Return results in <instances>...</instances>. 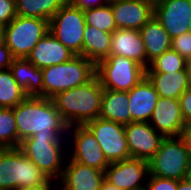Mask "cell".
Here are the masks:
<instances>
[{
    "label": "cell",
    "instance_id": "ffe728a7",
    "mask_svg": "<svg viewBox=\"0 0 191 190\" xmlns=\"http://www.w3.org/2000/svg\"><path fill=\"white\" fill-rule=\"evenodd\" d=\"M124 56L147 69V55L139 30L116 29L112 33L110 54Z\"/></svg>",
    "mask_w": 191,
    "mask_h": 190
},
{
    "label": "cell",
    "instance_id": "f1b7e54d",
    "mask_svg": "<svg viewBox=\"0 0 191 190\" xmlns=\"http://www.w3.org/2000/svg\"><path fill=\"white\" fill-rule=\"evenodd\" d=\"M0 148H18L13 108H0Z\"/></svg>",
    "mask_w": 191,
    "mask_h": 190
},
{
    "label": "cell",
    "instance_id": "6da1fadb",
    "mask_svg": "<svg viewBox=\"0 0 191 190\" xmlns=\"http://www.w3.org/2000/svg\"><path fill=\"white\" fill-rule=\"evenodd\" d=\"M18 146L25 138L32 136L65 137L69 125L56 110L52 99L27 96L13 108Z\"/></svg>",
    "mask_w": 191,
    "mask_h": 190
},
{
    "label": "cell",
    "instance_id": "f546056e",
    "mask_svg": "<svg viewBox=\"0 0 191 190\" xmlns=\"http://www.w3.org/2000/svg\"><path fill=\"white\" fill-rule=\"evenodd\" d=\"M185 69V58L179 53L170 48L169 50L162 53L159 57L154 59L146 72H175Z\"/></svg>",
    "mask_w": 191,
    "mask_h": 190
},
{
    "label": "cell",
    "instance_id": "7a4b0ae2",
    "mask_svg": "<svg viewBox=\"0 0 191 190\" xmlns=\"http://www.w3.org/2000/svg\"><path fill=\"white\" fill-rule=\"evenodd\" d=\"M103 87L97 76L84 85L52 97L56 110L70 126L85 125L99 118Z\"/></svg>",
    "mask_w": 191,
    "mask_h": 190
},
{
    "label": "cell",
    "instance_id": "5b68a950",
    "mask_svg": "<svg viewBox=\"0 0 191 190\" xmlns=\"http://www.w3.org/2000/svg\"><path fill=\"white\" fill-rule=\"evenodd\" d=\"M65 139V140H64ZM64 137L32 136L23 139L18 149L37 167L45 173L51 181L61 179L65 165L64 152L67 146ZM64 149V151H63Z\"/></svg>",
    "mask_w": 191,
    "mask_h": 190
},
{
    "label": "cell",
    "instance_id": "8fae6325",
    "mask_svg": "<svg viewBox=\"0 0 191 190\" xmlns=\"http://www.w3.org/2000/svg\"><path fill=\"white\" fill-rule=\"evenodd\" d=\"M148 175V161L138 158L110 163L105 170V180L121 190H144Z\"/></svg>",
    "mask_w": 191,
    "mask_h": 190
},
{
    "label": "cell",
    "instance_id": "7c38bea8",
    "mask_svg": "<svg viewBox=\"0 0 191 190\" xmlns=\"http://www.w3.org/2000/svg\"><path fill=\"white\" fill-rule=\"evenodd\" d=\"M73 135V154L69 158L79 164L104 171L110 165L92 132L85 125H74L68 129Z\"/></svg>",
    "mask_w": 191,
    "mask_h": 190
},
{
    "label": "cell",
    "instance_id": "d6986e66",
    "mask_svg": "<svg viewBox=\"0 0 191 190\" xmlns=\"http://www.w3.org/2000/svg\"><path fill=\"white\" fill-rule=\"evenodd\" d=\"M75 54L50 31L34 46L27 59L37 68H45L69 61Z\"/></svg>",
    "mask_w": 191,
    "mask_h": 190
},
{
    "label": "cell",
    "instance_id": "b9f144b4",
    "mask_svg": "<svg viewBox=\"0 0 191 190\" xmlns=\"http://www.w3.org/2000/svg\"><path fill=\"white\" fill-rule=\"evenodd\" d=\"M53 183H54V181H51V182H50L49 190H54V188H55V190H56V187H55V186L52 188ZM59 183H60V184H59V185H60V189L57 188V190H69L62 182L59 181Z\"/></svg>",
    "mask_w": 191,
    "mask_h": 190
},
{
    "label": "cell",
    "instance_id": "ba28073f",
    "mask_svg": "<svg viewBox=\"0 0 191 190\" xmlns=\"http://www.w3.org/2000/svg\"><path fill=\"white\" fill-rule=\"evenodd\" d=\"M48 31V20L17 15L5 27L4 43L14 58H27Z\"/></svg>",
    "mask_w": 191,
    "mask_h": 190
},
{
    "label": "cell",
    "instance_id": "52a82bcc",
    "mask_svg": "<svg viewBox=\"0 0 191 190\" xmlns=\"http://www.w3.org/2000/svg\"><path fill=\"white\" fill-rule=\"evenodd\" d=\"M96 76L103 89L127 92L146 76V69L132 59L109 55L96 64Z\"/></svg>",
    "mask_w": 191,
    "mask_h": 190
},
{
    "label": "cell",
    "instance_id": "2e32d148",
    "mask_svg": "<svg viewBox=\"0 0 191 190\" xmlns=\"http://www.w3.org/2000/svg\"><path fill=\"white\" fill-rule=\"evenodd\" d=\"M149 124L165 138L181 136L185 122L179 99L159 97Z\"/></svg>",
    "mask_w": 191,
    "mask_h": 190
},
{
    "label": "cell",
    "instance_id": "603a6c76",
    "mask_svg": "<svg viewBox=\"0 0 191 190\" xmlns=\"http://www.w3.org/2000/svg\"><path fill=\"white\" fill-rule=\"evenodd\" d=\"M13 77L27 96L43 97L42 69L27 58H14L10 65Z\"/></svg>",
    "mask_w": 191,
    "mask_h": 190
},
{
    "label": "cell",
    "instance_id": "4316f807",
    "mask_svg": "<svg viewBox=\"0 0 191 190\" xmlns=\"http://www.w3.org/2000/svg\"><path fill=\"white\" fill-rule=\"evenodd\" d=\"M27 95L15 81L10 68L0 70V108H14Z\"/></svg>",
    "mask_w": 191,
    "mask_h": 190
},
{
    "label": "cell",
    "instance_id": "ac0fdd59",
    "mask_svg": "<svg viewBox=\"0 0 191 190\" xmlns=\"http://www.w3.org/2000/svg\"><path fill=\"white\" fill-rule=\"evenodd\" d=\"M63 170L61 179L69 190H100L102 182L105 180V172L96 168L79 164L70 159Z\"/></svg>",
    "mask_w": 191,
    "mask_h": 190
},
{
    "label": "cell",
    "instance_id": "60d3db41",
    "mask_svg": "<svg viewBox=\"0 0 191 190\" xmlns=\"http://www.w3.org/2000/svg\"><path fill=\"white\" fill-rule=\"evenodd\" d=\"M185 68L191 79V55L185 59Z\"/></svg>",
    "mask_w": 191,
    "mask_h": 190
},
{
    "label": "cell",
    "instance_id": "ab89813d",
    "mask_svg": "<svg viewBox=\"0 0 191 190\" xmlns=\"http://www.w3.org/2000/svg\"><path fill=\"white\" fill-rule=\"evenodd\" d=\"M15 190H49V186L19 187Z\"/></svg>",
    "mask_w": 191,
    "mask_h": 190
},
{
    "label": "cell",
    "instance_id": "3957f363",
    "mask_svg": "<svg viewBox=\"0 0 191 190\" xmlns=\"http://www.w3.org/2000/svg\"><path fill=\"white\" fill-rule=\"evenodd\" d=\"M96 76V64L75 55L69 61L42 69L43 97L51 99L56 94L91 81Z\"/></svg>",
    "mask_w": 191,
    "mask_h": 190
},
{
    "label": "cell",
    "instance_id": "484cf974",
    "mask_svg": "<svg viewBox=\"0 0 191 190\" xmlns=\"http://www.w3.org/2000/svg\"><path fill=\"white\" fill-rule=\"evenodd\" d=\"M65 0H16L18 16L50 20Z\"/></svg>",
    "mask_w": 191,
    "mask_h": 190
},
{
    "label": "cell",
    "instance_id": "9a60e30c",
    "mask_svg": "<svg viewBox=\"0 0 191 190\" xmlns=\"http://www.w3.org/2000/svg\"><path fill=\"white\" fill-rule=\"evenodd\" d=\"M109 2L117 29L140 30L154 16V5L143 0Z\"/></svg>",
    "mask_w": 191,
    "mask_h": 190
},
{
    "label": "cell",
    "instance_id": "d6a6232c",
    "mask_svg": "<svg viewBox=\"0 0 191 190\" xmlns=\"http://www.w3.org/2000/svg\"><path fill=\"white\" fill-rule=\"evenodd\" d=\"M16 16V0H0V25L6 27Z\"/></svg>",
    "mask_w": 191,
    "mask_h": 190
},
{
    "label": "cell",
    "instance_id": "74e56055",
    "mask_svg": "<svg viewBox=\"0 0 191 190\" xmlns=\"http://www.w3.org/2000/svg\"><path fill=\"white\" fill-rule=\"evenodd\" d=\"M177 190H191V183L186 179L177 180Z\"/></svg>",
    "mask_w": 191,
    "mask_h": 190
},
{
    "label": "cell",
    "instance_id": "ee69618b",
    "mask_svg": "<svg viewBox=\"0 0 191 190\" xmlns=\"http://www.w3.org/2000/svg\"><path fill=\"white\" fill-rule=\"evenodd\" d=\"M5 27L0 25V43H4Z\"/></svg>",
    "mask_w": 191,
    "mask_h": 190
},
{
    "label": "cell",
    "instance_id": "836d02e7",
    "mask_svg": "<svg viewBox=\"0 0 191 190\" xmlns=\"http://www.w3.org/2000/svg\"><path fill=\"white\" fill-rule=\"evenodd\" d=\"M181 112L185 124L191 122V86L179 97Z\"/></svg>",
    "mask_w": 191,
    "mask_h": 190
},
{
    "label": "cell",
    "instance_id": "83f0119b",
    "mask_svg": "<svg viewBox=\"0 0 191 190\" xmlns=\"http://www.w3.org/2000/svg\"><path fill=\"white\" fill-rule=\"evenodd\" d=\"M84 18L87 25L99 30L113 33L117 29L110 2L103 6L85 9Z\"/></svg>",
    "mask_w": 191,
    "mask_h": 190
},
{
    "label": "cell",
    "instance_id": "f6af8a7d",
    "mask_svg": "<svg viewBox=\"0 0 191 190\" xmlns=\"http://www.w3.org/2000/svg\"><path fill=\"white\" fill-rule=\"evenodd\" d=\"M143 1L149 2V3H151V4H153L155 6L156 4L161 2L162 0H143Z\"/></svg>",
    "mask_w": 191,
    "mask_h": 190
},
{
    "label": "cell",
    "instance_id": "4dcf8cb0",
    "mask_svg": "<svg viewBox=\"0 0 191 190\" xmlns=\"http://www.w3.org/2000/svg\"><path fill=\"white\" fill-rule=\"evenodd\" d=\"M144 190H177V180L148 175Z\"/></svg>",
    "mask_w": 191,
    "mask_h": 190
},
{
    "label": "cell",
    "instance_id": "cb8c5ba5",
    "mask_svg": "<svg viewBox=\"0 0 191 190\" xmlns=\"http://www.w3.org/2000/svg\"><path fill=\"white\" fill-rule=\"evenodd\" d=\"M99 117L122 125L130 124L132 116L128 109V93L104 89Z\"/></svg>",
    "mask_w": 191,
    "mask_h": 190
},
{
    "label": "cell",
    "instance_id": "8d00e7d4",
    "mask_svg": "<svg viewBox=\"0 0 191 190\" xmlns=\"http://www.w3.org/2000/svg\"><path fill=\"white\" fill-rule=\"evenodd\" d=\"M181 137L185 140V143L191 152V122L185 124Z\"/></svg>",
    "mask_w": 191,
    "mask_h": 190
},
{
    "label": "cell",
    "instance_id": "277c9868",
    "mask_svg": "<svg viewBox=\"0 0 191 190\" xmlns=\"http://www.w3.org/2000/svg\"><path fill=\"white\" fill-rule=\"evenodd\" d=\"M51 180L18 148L0 149V190L50 186Z\"/></svg>",
    "mask_w": 191,
    "mask_h": 190
},
{
    "label": "cell",
    "instance_id": "f35d334b",
    "mask_svg": "<svg viewBox=\"0 0 191 190\" xmlns=\"http://www.w3.org/2000/svg\"><path fill=\"white\" fill-rule=\"evenodd\" d=\"M100 190H121V189L111 185L108 181L104 180L101 184Z\"/></svg>",
    "mask_w": 191,
    "mask_h": 190
},
{
    "label": "cell",
    "instance_id": "e575fe53",
    "mask_svg": "<svg viewBox=\"0 0 191 190\" xmlns=\"http://www.w3.org/2000/svg\"><path fill=\"white\" fill-rule=\"evenodd\" d=\"M14 57L5 43H0V70L10 68Z\"/></svg>",
    "mask_w": 191,
    "mask_h": 190
},
{
    "label": "cell",
    "instance_id": "d4e9b609",
    "mask_svg": "<svg viewBox=\"0 0 191 190\" xmlns=\"http://www.w3.org/2000/svg\"><path fill=\"white\" fill-rule=\"evenodd\" d=\"M111 37L112 33L86 24L83 32L82 56L95 64L107 58L110 54Z\"/></svg>",
    "mask_w": 191,
    "mask_h": 190
},
{
    "label": "cell",
    "instance_id": "8992f818",
    "mask_svg": "<svg viewBox=\"0 0 191 190\" xmlns=\"http://www.w3.org/2000/svg\"><path fill=\"white\" fill-rule=\"evenodd\" d=\"M190 161L191 152L185 140L181 136L167 137L148 161L149 175L175 180L185 179Z\"/></svg>",
    "mask_w": 191,
    "mask_h": 190
},
{
    "label": "cell",
    "instance_id": "1f68e13d",
    "mask_svg": "<svg viewBox=\"0 0 191 190\" xmlns=\"http://www.w3.org/2000/svg\"><path fill=\"white\" fill-rule=\"evenodd\" d=\"M171 48L186 59L191 55V33L186 32L173 38Z\"/></svg>",
    "mask_w": 191,
    "mask_h": 190
},
{
    "label": "cell",
    "instance_id": "7402d4cb",
    "mask_svg": "<svg viewBox=\"0 0 191 190\" xmlns=\"http://www.w3.org/2000/svg\"><path fill=\"white\" fill-rule=\"evenodd\" d=\"M139 33L146 49L148 68L154 59L171 48L172 39L155 16L139 30Z\"/></svg>",
    "mask_w": 191,
    "mask_h": 190
},
{
    "label": "cell",
    "instance_id": "9c48e42d",
    "mask_svg": "<svg viewBox=\"0 0 191 190\" xmlns=\"http://www.w3.org/2000/svg\"><path fill=\"white\" fill-rule=\"evenodd\" d=\"M84 10L65 2L49 20V31L75 55L82 56Z\"/></svg>",
    "mask_w": 191,
    "mask_h": 190
},
{
    "label": "cell",
    "instance_id": "7bdbcfd3",
    "mask_svg": "<svg viewBox=\"0 0 191 190\" xmlns=\"http://www.w3.org/2000/svg\"><path fill=\"white\" fill-rule=\"evenodd\" d=\"M185 179L191 183V161L189 163V166H188V169L186 171V176H185Z\"/></svg>",
    "mask_w": 191,
    "mask_h": 190
},
{
    "label": "cell",
    "instance_id": "bcb514c9",
    "mask_svg": "<svg viewBox=\"0 0 191 190\" xmlns=\"http://www.w3.org/2000/svg\"><path fill=\"white\" fill-rule=\"evenodd\" d=\"M188 32L191 33V20H190V22H189Z\"/></svg>",
    "mask_w": 191,
    "mask_h": 190
},
{
    "label": "cell",
    "instance_id": "d590c367",
    "mask_svg": "<svg viewBox=\"0 0 191 190\" xmlns=\"http://www.w3.org/2000/svg\"><path fill=\"white\" fill-rule=\"evenodd\" d=\"M73 6L79 7L82 10L95 8L107 4L108 0H70Z\"/></svg>",
    "mask_w": 191,
    "mask_h": 190
},
{
    "label": "cell",
    "instance_id": "4fadbf2b",
    "mask_svg": "<svg viewBox=\"0 0 191 190\" xmlns=\"http://www.w3.org/2000/svg\"><path fill=\"white\" fill-rule=\"evenodd\" d=\"M125 136L130 157L147 161L154 156L165 139L149 122H131L125 125Z\"/></svg>",
    "mask_w": 191,
    "mask_h": 190
},
{
    "label": "cell",
    "instance_id": "44dd1931",
    "mask_svg": "<svg viewBox=\"0 0 191 190\" xmlns=\"http://www.w3.org/2000/svg\"><path fill=\"white\" fill-rule=\"evenodd\" d=\"M146 77L153 84L159 97L179 99L191 86V79L186 68L175 72H146Z\"/></svg>",
    "mask_w": 191,
    "mask_h": 190
},
{
    "label": "cell",
    "instance_id": "5bb4252c",
    "mask_svg": "<svg viewBox=\"0 0 191 190\" xmlns=\"http://www.w3.org/2000/svg\"><path fill=\"white\" fill-rule=\"evenodd\" d=\"M154 16L173 39L188 32L191 0H162L154 6Z\"/></svg>",
    "mask_w": 191,
    "mask_h": 190
},
{
    "label": "cell",
    "instance_id": "e0dca14e",
    "mask_svg": "<svg viewBox=\"0 0 191 190\" xmlns=\"http://www.w3.org/2000/svg\"><path fill=\"white\" fill-rule=\"evenodd\" d=\"M127 93L132 122H149L159 99L153 84L145 76Z\"/></svg>",
    "mask_w": 191,
    "mask_h": 190
},
{
    "label": "cell",
    "instance_id": "30bf717a",
    "mask_svg": "<svg viewBox=\"0 0 191 190\" xmlns=\"http://www.w3.org/2000/svg\"><path fill=\"white\" fill-rule=\"evenodd\" d=\"M85 126L94 135L109 163L131 158L125 136V125L99 117L86 123Z\"/></svg>",
    "mask_w": 191,
    "mask_h": 190
}]
</instances>
